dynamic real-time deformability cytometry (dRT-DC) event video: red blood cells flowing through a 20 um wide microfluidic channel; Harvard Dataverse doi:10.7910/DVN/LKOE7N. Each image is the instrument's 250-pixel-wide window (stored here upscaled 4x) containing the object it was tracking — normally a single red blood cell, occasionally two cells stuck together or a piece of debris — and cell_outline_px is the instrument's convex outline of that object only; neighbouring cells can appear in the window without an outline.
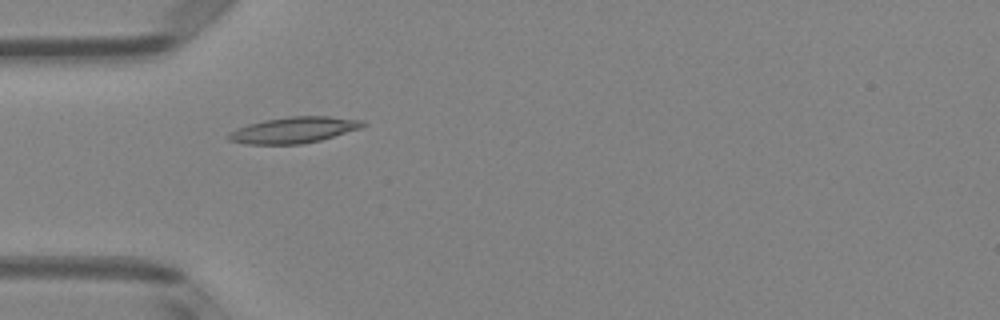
{"species": "Egyptian fruit bat (a non-hibernating species)", "species_latin": "Rousettus aegyptiacus", "temperature_condition": "room temperature", "stored_images_in_passage": 6, "camera_frame_rate_fps": 3000, "um_per_image_px": 0.085, "animal": {"sex": "female"}, "frame": {"image": 1, "passage_image": 5, "time_ms": 1.333, "image_size_px": [1000, 320], "cell_outline_px": [[368, 124], [360, 128], [320, 140], [300, 144], [248, 144], [228, 140], [228, 132], [248, 124], [264, 120], [288, 116], [328, 116], [364, 120]], "centroid_in_image_um": [24.98, 11.04], "position_along_channel_um": 60.0, "area_um2": 20.35}}
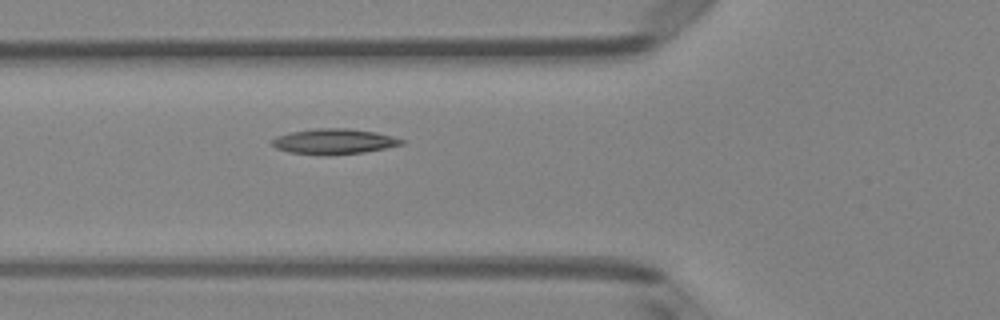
{"frame": {"image": 2, "passage_image": 6, "time_ms": 1.667, "image_size_px": [1000, 320], "cell_outline_px": [[404, 144], [364, 152], [328, 156], [324, 156], [288, 152], [276, 148], [272, 144], [272, 140], [276, 136], [288, 132], [316, 128], [348, 128], [376, 132], [392, 136], [404, 140]], "centroid_in_image_um": [28.35, 12.03], "position_along_channel_um": 97.4, "area_um2": 19.36}}